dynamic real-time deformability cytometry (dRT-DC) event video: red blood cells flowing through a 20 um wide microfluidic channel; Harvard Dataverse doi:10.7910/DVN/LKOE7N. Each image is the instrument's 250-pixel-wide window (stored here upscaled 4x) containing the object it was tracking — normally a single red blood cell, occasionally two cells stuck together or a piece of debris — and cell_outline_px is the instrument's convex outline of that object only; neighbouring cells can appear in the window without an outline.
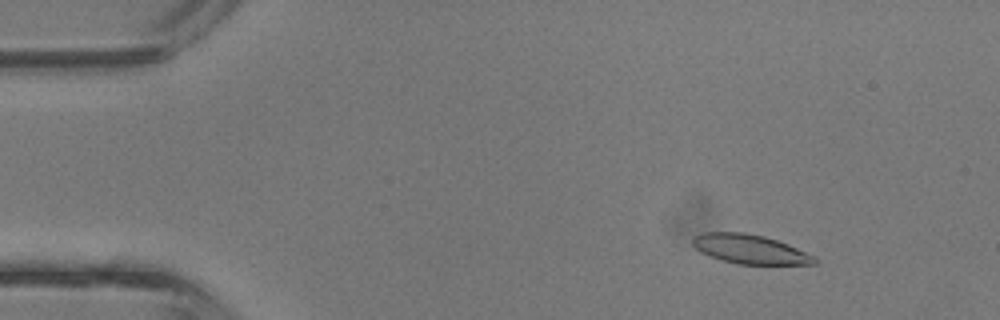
{"species": "common noctule bat (a hibernating species)", "species_latin": "Nyctalus noctula", "temperature_condition": "room temperature", "stored_images_in_passage": 3, "camera_frame_rate_fps": 3000, "um_per_image_px": 0.085, "animal": {"sex": "male", "body_mass_g": 13.3}, "frame": {"image": 1, "passage_image": 1, "time_ms": 0.0, "image_size_px": [1000, 320], "cell_outline_px": [[816, 264], [740, 264], [720, 260], [708, 256], [700, 252], [692, 244], [692, 240], [696, 236], [704, 232], [744, 232], [764, 236], [788, 244], [816, 256]], "centroid_in_image_um": [63.74, 21.18], "position_along_channel_um": 21.3, "area_um2": 20.75}}
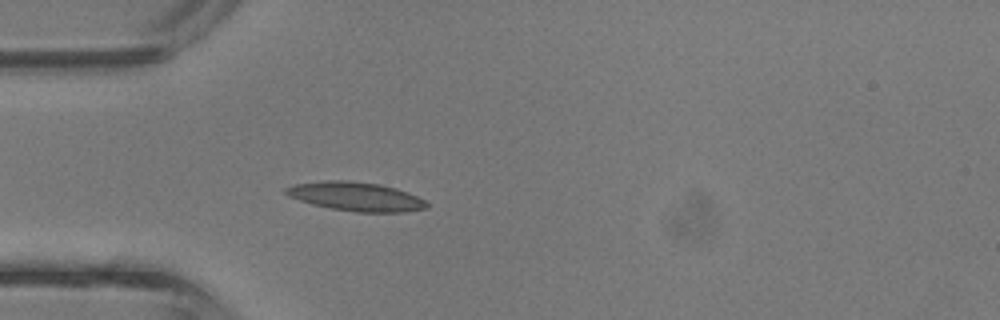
{"frame": {"image": 2, "passage_image": 3, "time_ms": 0.667, "image_size_px": [1000, 320], "cell_outline_px": [[428, 208], [400, 212], [356, 212], [332, 208], [312, 204], [288, 196], [284, 192], [284, 188], [292, 184], [324, 180], [348, 180], [380, 184], [396, 188], [408, 192], [424, 200], [428, 204]], "centroid_in_image_um": [30.22, 16.69], "position_along_channel_um": 54.8, "area_um2": 23.76}}